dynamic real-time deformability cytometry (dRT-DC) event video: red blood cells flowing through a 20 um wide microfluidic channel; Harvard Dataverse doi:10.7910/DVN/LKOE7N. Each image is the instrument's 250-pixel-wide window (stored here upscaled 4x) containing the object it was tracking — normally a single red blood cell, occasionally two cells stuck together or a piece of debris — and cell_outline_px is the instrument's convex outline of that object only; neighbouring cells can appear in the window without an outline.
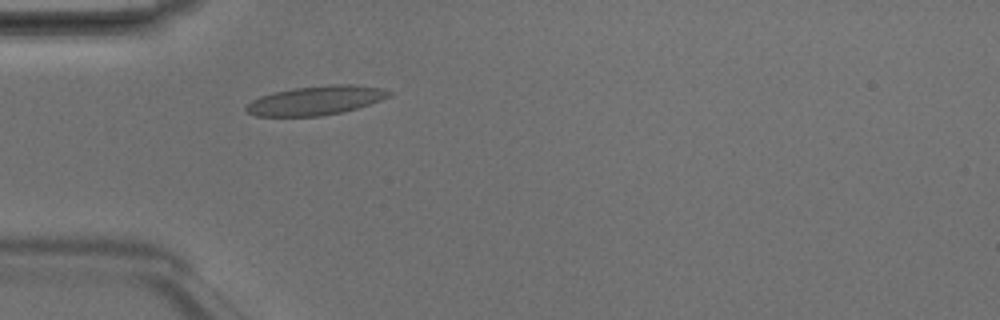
{"species": "Egyptian fruit bat (a non-hibernating species)", "species_latin": "Rousettus aegyptiacus", "temperature_condition": "room temperature", "stored_images_in_passage": 4, "camera_frame_rate_fps": 3000, "um_per_image_px": 0.085, "animal": {"sex": "male"}, "frame": {"image": 1, "passage_image": 4, "time_ms": 1.0, "image_size_px": [1000, 320], "cell_outline_px": [[392, 96], [356, 108], [340, 112], [320, 116], [256, 116], [248, 112], [244, 108], [252, 100], [260, 96], [292, 88], [336, 84], [352, 84], [384, 88], [392, 92]], "centroid_in_image_um": [26.86, 8.53], "position_along_channel_um": 58.1, "area_um2": 24.04}}